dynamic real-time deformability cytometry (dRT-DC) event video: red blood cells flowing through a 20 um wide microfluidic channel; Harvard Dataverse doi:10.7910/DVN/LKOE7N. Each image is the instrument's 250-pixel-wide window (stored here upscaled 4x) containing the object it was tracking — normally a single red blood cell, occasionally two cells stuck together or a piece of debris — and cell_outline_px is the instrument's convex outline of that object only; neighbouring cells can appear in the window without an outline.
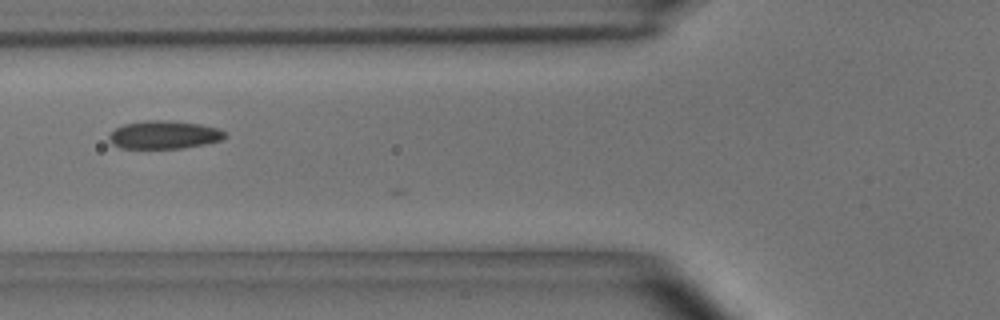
{"species": "common noctule bat (a hibernating species)", "species_latin": "Nyctalus noctula", "temperature_condition": "room temperature", "stored_images_in_passage": 4, "camera_frame_rate_fps": 3000, "um_per_image_px": 0.085, "animal": {"sex": "male", "body_mass_g": 15.6}, "frame": {"image": 1, "passage_image": 3, "time_ms": 0.667, "image_size_px": [1000, 320], "cell_outline_px": [[228, 136], [220, 140], [204, 144], [184, 148], [120, 148], [112, 144], [108, 140], [108, 136], [116, 128], [124, 124], [148, 120], [160, 120], [200, 124], [220, 128], [228, 132]], "centroid_in_image_um": [13.98, 11.46], "position_along_channel_um": 111.8, "area_um2": 19.02}}